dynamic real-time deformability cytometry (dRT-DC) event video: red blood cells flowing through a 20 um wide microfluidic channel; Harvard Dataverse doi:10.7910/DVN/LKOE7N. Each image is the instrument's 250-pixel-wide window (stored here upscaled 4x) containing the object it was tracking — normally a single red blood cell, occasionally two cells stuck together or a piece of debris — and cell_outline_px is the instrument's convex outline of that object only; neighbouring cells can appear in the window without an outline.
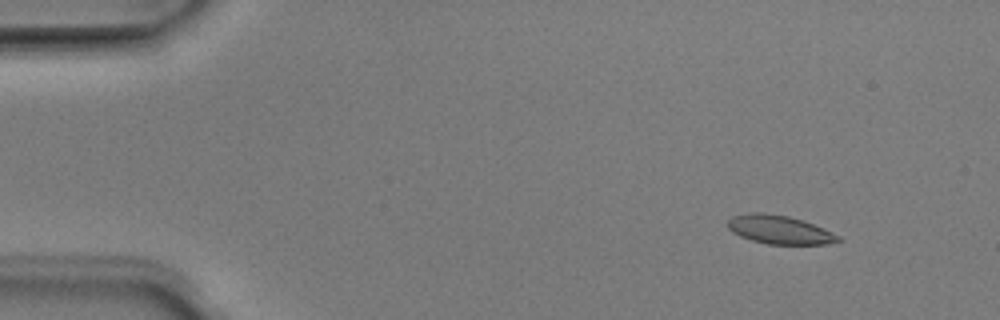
{"species": "Egyptian fruit bat (a non-hibernating species)", "species_latin": "Rousettus aegyptiacus", "temperature_condition": "room temperature", "stored_images_in_passage": 52, "camera_frame_rate_fps": 3000, "um_per_image_px": 0.085, "animal": {"sex": "male"}, "frame": {"image": 1, "passage_image": 5, "time_ms": 1.333, "image_size_px": [1000, 320], "cell_outline_px": [[844, 240], [828, 244], [768, 244], [752, 240], [740, 236], [732, 232], [728, 228], [728, 220], [732, 216], [748, 212], [764, 212], [788, 216], [804, 220], [824, 228], [840, 236]], "centroid_in_image_um": [66.27, 19.51], "position_along_channel_um": 18.7, "area_um2": 18.61}}
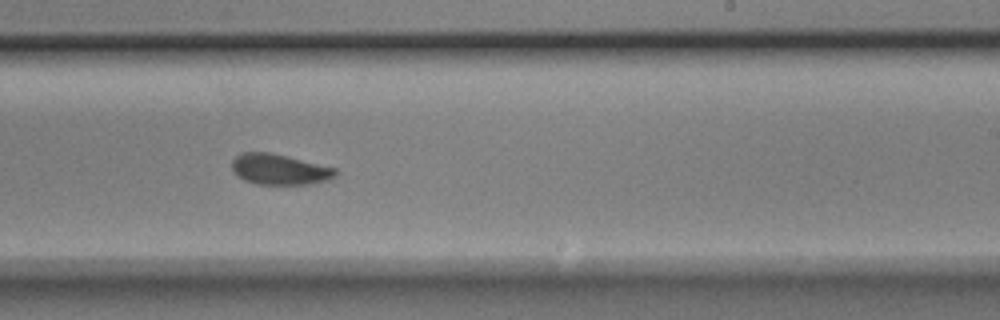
{"frame": {"image": 2, "passage_image": 31, "time_ms": 10.0, "image_size_px": [1000, 320], "cell_outline_px": [[336, 176], [328, 180], [312, 184], [256, 184], [244, 180], [236, 176], [232, 172], [232, 160], [240, 152], [268, 152], [336, 168]], "centroid_in_image_um": [23.71, 14.4], "position_along_channel_um": 265.3, "area_um2": 18.5}}
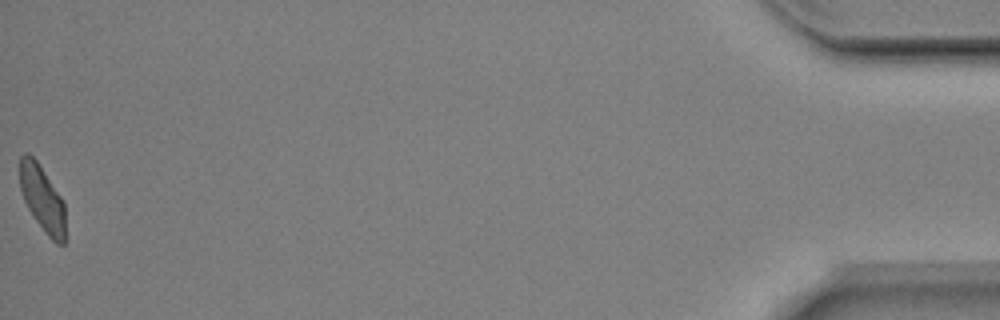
{"frame": {"image": 3, "passage_image": 51, "time_ms": 16.667, "image_size_px": [1000, 320], "cell_outline_px": [[64, 244], [56, 244], [48, 236], [36, 220], [28, 208], [24, 200], [20, 188], [20, 156], [24, 152], [28, 152], [36, 160], [60, 196], [64, 204]], "centroid_in_image_um": [3.57, 16.87], "position_along_channel_um": 431.6, "area_um2": 17.11}}